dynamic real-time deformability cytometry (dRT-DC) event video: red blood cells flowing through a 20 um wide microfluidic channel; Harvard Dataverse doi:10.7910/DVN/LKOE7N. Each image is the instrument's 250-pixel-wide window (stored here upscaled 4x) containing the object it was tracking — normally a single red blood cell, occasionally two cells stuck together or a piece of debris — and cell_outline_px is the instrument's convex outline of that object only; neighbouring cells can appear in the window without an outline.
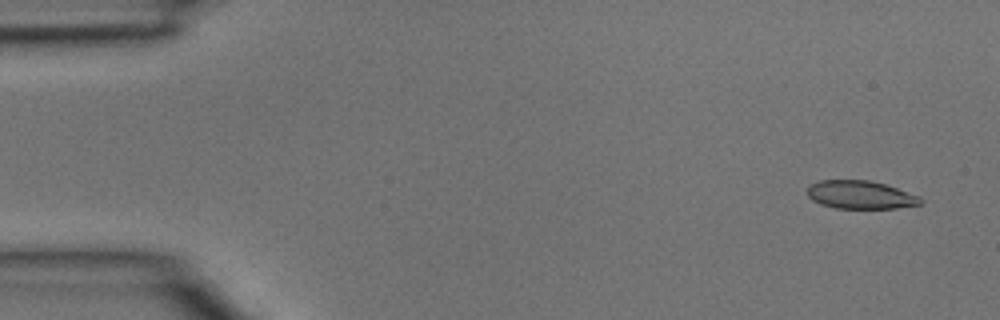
{"species": "common noctule bat (a hibernating species)", "species_latin": "Nyctalus noctula", "temperature_condition": "room temperature", "stored_images_in_passage": 4, "camera_frame_rate_fps": 3000, "um_per_image_px": 0.085, "animal": {"sex": "male", "body_mass_g": 15.6}, "frame": {"image": 1, "passage_image": 1, "time_ms": 0.0, "image_size_px": [1000, 320], "cell_outline_px": [[924, 200], [920, 204], [896, 208], [836, 208], [820, 204], [812, 200], [808, 196], [808, 188], [812, 184], [820, 180], [868, 180], [884, 184], [920, 196]], "centroid_in_image_um": [73.14, 16.56], "position_along_channel_um": 11.9, "area_um2": 18.44}}